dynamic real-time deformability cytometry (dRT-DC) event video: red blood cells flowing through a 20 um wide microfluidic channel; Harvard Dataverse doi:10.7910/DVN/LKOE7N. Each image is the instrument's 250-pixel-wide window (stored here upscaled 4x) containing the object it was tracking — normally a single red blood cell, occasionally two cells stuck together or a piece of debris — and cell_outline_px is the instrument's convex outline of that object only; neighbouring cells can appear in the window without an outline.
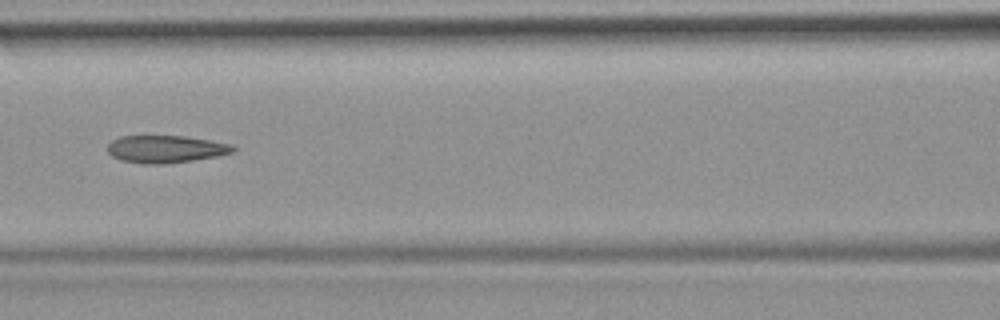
{"species": "common noctule bat (a hibernating species)", "species_latin": "Nyctalus noctula", "temperature_condition": "room temperature", "stored_images_in_passage": 51, "camera_frame_rate_fps": 3000, "um_per_image_px": 0.085, "animal": {"sex": "female", "body_mass_g": 19.9}, "frame": {"image": 1, "passage_image": 22, "time_ms": 7.0, "image_size_px": [1000, 320], "cell_outline_px": [[236, 148], [232, 152], [216, 156], [192, 160], [160, 164], [144, 164], [120, 160], [112, 156], [108, 152], [108, 144], [112, 140], [120, 136], [184, 136], [212, 140], [232, 144]], "centroid_in_image_um": [14.07, 12.66], "position_along_channel_um": 152.5, "area_um2": 20.0}, "authors_computed_cell_mechanics": {"area_um2": 20.7502, "velocity_mm_per_s": 3.8832, "shape_relaxation_time_tau1_ms": null, "shape_relaxation_time_tau2_ms": 3.1898, "deformation_change_tau1": null, "deformation_change_tau2": 0.1216}}